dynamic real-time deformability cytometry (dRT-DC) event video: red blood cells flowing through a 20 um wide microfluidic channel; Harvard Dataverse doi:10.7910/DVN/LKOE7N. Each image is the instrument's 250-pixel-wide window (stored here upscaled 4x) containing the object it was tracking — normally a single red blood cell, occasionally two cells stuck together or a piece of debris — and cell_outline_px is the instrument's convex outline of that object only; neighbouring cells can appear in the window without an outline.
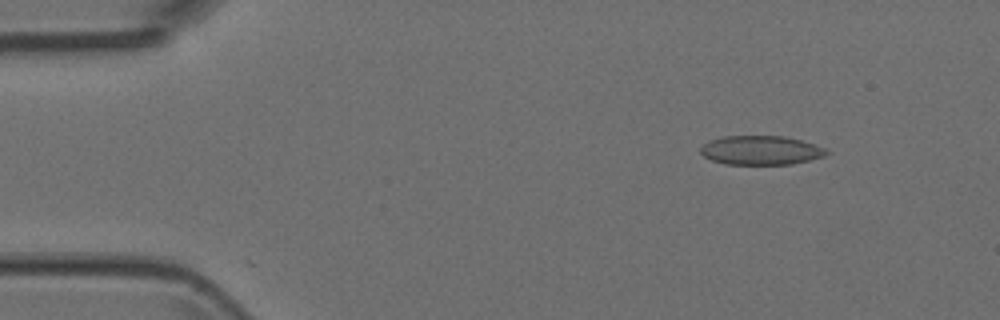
{"species": "Egyptian fruit bat (a non-hibernating species)", "species_latin": "Rousettus aegyptiacus", "temperature_condition": "room temperature", "stored_images_in_passage": 4, "camera_frame_rate_fps": 3000, "um_per_image_px": 0.085, "animal": {"sex": "female"}, "frame": {"image": 1, "passage_image": 1, "time_ms": 0.0, "image_size_px": [1000, 320], "cell_outline_px": [[832, 152], [824, 156], [792, 164], [724, 164], [712, 160], [704, 156], [700, 152], [700, 148], [708, 140], [724, 136], [784, 136], [800, 140], [824, 148]], "centroid_in_image_um": [64.65, 12.77], "position_along_channel_um": 20.3, "area_um2": 21.27}}
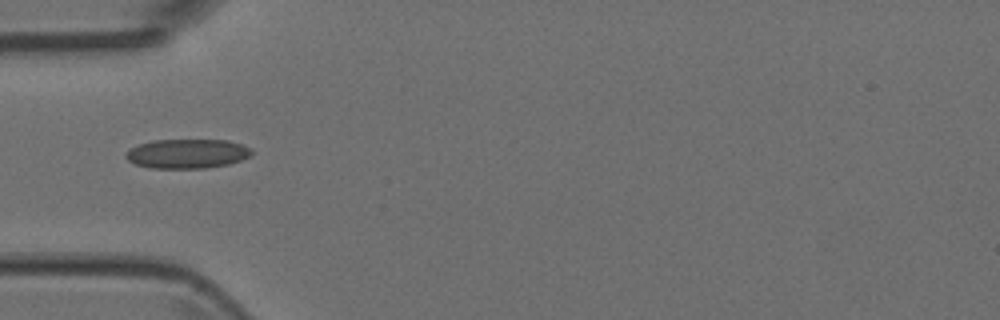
{"frame": {"image": 2, "passage_image": 4, "time_ms": 1.0, "image_size_px": [1000, 320], "cell_outline_px": [[252, 152], [248, 156], [240, 160], [228, 164], [204, 168], [148, 168], [136, 164], [128, 160], [124, 156], [132, 148], [140, 144], [152, 140], [228, 140], [252, 148]], "centroid_in_image_um": [15.91, 13.06], "position_along_channel_um": 69.1, "area_um2": 21.33}}